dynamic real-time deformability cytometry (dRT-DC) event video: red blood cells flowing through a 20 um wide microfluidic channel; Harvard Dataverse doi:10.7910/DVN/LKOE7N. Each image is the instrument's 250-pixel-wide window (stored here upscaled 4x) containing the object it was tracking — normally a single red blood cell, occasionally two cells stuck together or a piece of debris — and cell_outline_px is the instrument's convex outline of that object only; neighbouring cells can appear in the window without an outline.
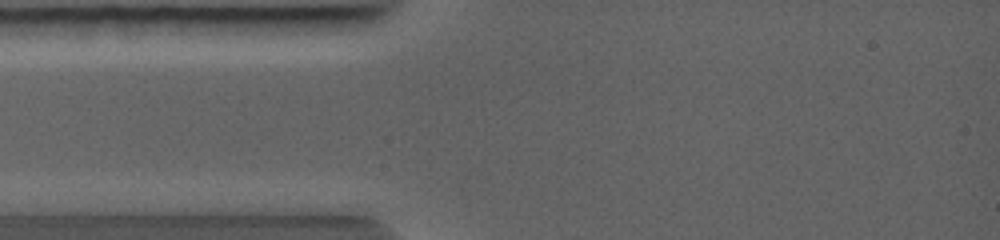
{"species": "common noctule bat (a hibernating species)", "species_latin": "Nyctalus noctula", "temperature_condition": "warm", "stored_images_in_passage": 1, "camera_frame_rate_fps": 5000, "um_per_image_px": 0.085, "animal": {"sex": "female", "body_mass_g": 19.0, "forearm_length_mm": 56.7}, "frame": {"image": 1, "passage_image": 1, "time_ms": 0.0, "image_size_px": [1000, 240], "cell_outline_px": [[96, 116], [84, 136], [64, 152], [56, 144], [56, 108], [60, 92], [88, 92]], "centroid_in_image_um": [6.2, 10.03], "position_along_channel_um": 78.8, "area_um2": 12.77}}